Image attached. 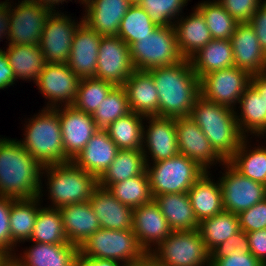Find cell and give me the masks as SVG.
<instances>
[{
    "label": "cell",
    "mask_w": 266,
    "mask_h": 266,
    "mask_svg": "<svg viewBox=\"0 0 266 266\" xmlns=\"http://www.w3.org/2000/svg\"><path fill=\"white\" fill-rule=\"evenodd\" d=\"M159 96V117H188L200 96V81L189 59L148 70Z\"/></svg>",
    "instance_id": "6da1fadb"
},
{
    "label": "cell",
    "mask_w": 266,
    "mask_h": 266,
    "mask_svg": "<svg viewBox=\"0 0 266 266\" xmlns=\"http://www.w3.org/2000/svg\"><path fill=\"white\" fill-rule=\"evenodd\" d=\"M43 166L18 139L0 136V196L34 198L41 189Z\"/></svg>",
    "instance_id": "7a4b0ae2"
},
{
    "label": "cell",
    "mask_w": 266,
    "mask_h": 266,
    "mask_svg": "<svg viewBox=\"0 0 266 266\" xmlns=\"http://www.w3.org/2000/svg\"><path fill=\"white\" fill-rule=\"evenodd\" d=\"M44 176V177H43ZM45 179V185L43 184ZM41 189L39 197L42 200L45 193L51 202L45 205L50 208H61L69 204L89 201L94 190L99 186L96 176L78 167L73 161L63 164L43 166L41 173ZM44 187V188H43Z\"/></svg>",
    "instance_id": "3957f363"
},
{
    "label": "cell",
    "mask_w": 266,
    "mask_h": 266,
    "mask_svg": "<svg viewBox=\"0 0 266 266\" xmlns=\"http://www.w3.org/2000/svg\"><path fill=\"white\" fill-rule=\"evenodd\" d=\"M235 111L206 100L200 95L189 115L224 161H228L234 155L245 138L238 128Z\"/></svg>",
    "instance_id": "277c9868"
},
{
    "label": "cell",
    "mask_w": 266,
    "mask_h": 266,
    "mask_svg": "<svg viewBox=\"0 0 266 266\" xmlns=\"http://www.w3.org/2000/svg\"><path fill=\"white\" fill-rule=\"evenodd\" d=\"M24 122L23 139L18 141L42 166L69 162L62 144L60 120L54 109L42 108Z\"/></svg>",
    "instance_id": "5b68a950"
},
{
    "label": "cell",
    "mask_w": 266,
    "mask_h": 266,
    "mask_svg": "<svg viewBox=\"0 0 266 266\" xmlns=\"http://www.w3.org/2000/svg\"><path fill=\"white\" fill-rule=\"evenodd\" d=\"M79 255L88 259H112L124 266L144 260L149 254L140 245L133 230L100 228L79 247Z\"/></svg>",
    "instance_id": "8992f818"
},
{
    "label": "cell",
    "mask_w": 266,
    "mask_h": 266,
    "mask_svg": "<svg viewBox=\"0 0 266 266\" xmlns=\"http://www.w3.org/2000/svg\"><path fill=\"white\" fill-rule=\"evenodd\" d=\"M146 172L151 194L156 197L163 194L187 193L206 170L179 153L166 160L146 163Z\"/></svg>",
    "instance_id": "52a82bcc"
},
{
    "label": "cell",
    "mask_w": 266,
    "mask_h": 266,
    "mask_svg": "<svg viewBox=\"0 0 266 266\" xmlns=\"http://www.w3.org/2000/svg\"><path fill=\"white\" fill-rule=\"evenodd\" d=\"M149 255L160 266H211V252L198 230L173 231Z\"/></svg>",
    "instance_id": "ba28073f"
},
{
    "label": "cell",
    "mask_w": 266,
    "mask_h": 266,
    "mask_svg": "<svg viewBox=\"0 0 266 266\" xmlns=\"http://www.w3.org/2000/svg\"><path fill=\"white\" fill-rule=\"evenodd\" d=\"M135 70L171 66L182 61L173 26L157 27L151 35L140 38L130 46Z\"/></svg>",
    "instance_id": "9c48e42d"
},
{
    "label": "cell",
    "mask_w": 266,
    "mask_h": 266,
    "mask_svg": "<svg viewBox=\"0 0 266 266\" xmlns=\"http://www.w3.org/2000/svg\"><path fill=\"white\" fill-rule=\"evenodd\" d=\"M252 75L235 66L209 72L200 81V95L206 100L236 110Z\"/></svg>",
    "instance_id": "30bf717a"
},
{
    "label": "cell",
    "mask_w": 266,
    "mask_h": 266,
    "mask_svg": "<svg viewBox=\"0 0 266 266\" xmlns=\"http://www.w3.org/2000/svg\"><path fill=\"white\" fill-rule=\"evenodd\" d=\"M220 183L223 210L239 214L266 198V186L247 178L228 161L221 165Z\"/></svg>",
    "instance_id": "8fae6325"
},
{
    "label": "cell",
    "mask_w": 266,
    "mask_h": 266,
    "mask_svg": "<svg viewBox=\"0 0 266 266\" xmlns=\"http://www.w3.org/2000/svg\"><path fill=\"white\" fill-rule=\"evenodd\" d=\"M10 3L7 45H38L47 18L53 10L32 0ZM12 4V5H11Z\"/></svg>",
    "instance_id": "7c38bea8"
},
{
    "label": "cell",
    "mask_w": 266,
    "mask_h": 266,
    "mask_svg": "<svg viewBox=\"0 0 266 266\" xmlns=\"http://www.w3.org/2000/svg\"><path fill=\"white\" fill-rule=\"evenodd\" d=\"M64 12L53 11L47 18L39 48L43 52L46 63H67L71 53L72 40L77 27L83 22L72 19Z\"/></svg>",
    "instance_id": "4fadbf2b"
},
{
    "label": "cell",
    "mask_w": 266,
    "mask_h": 266,
    "mask_svg": "<svg viewBox=\"0 0 266 266\" xmlns=\"http://www.w3.org/2000/svg\"><path fill=\"white\" fill-rule=\"evenodd\" d=\"M79 81L66 63H46L35 82L38 92L48 101L44 108L73 105Z\"/></svg>",
    "instance_id": "5bb4252c"
},
{
    "label": "cell",
    "mask_w": 266,
    "mask_h": 266,
    "mask_svg": "<svg viewBox=\"0 0 266 266\" xmlns=\"http://www.w3.org/2000/svg\"><path fill=\"white\" fill-rule=\"evenodd\" d=\"M134 71L130 47L119 36H101L95 78L124 86Z\"/></svg>",
    "instance_id": "9a60e30c"
},
{
    "label": "cell",
    "mask_w": 266,
    "mask_h": 266,
    "mask_svg": "<svg viewBox=\"0 0 266 266\" xmlns=\"http://www.w3.org/2000/svg\"><path fill=\"white\" fill-rule=\"evenodd\" d=\"M142 152L145 163L166 160L179 154L175 118L145 117Z\"/></svg>",
    "instance_id": "2e32d148"
},
{
    "label": "cell",
    "mask_w": 266,
    "mask_h": 266,
    "mask_svg": "<svg viewBox=\"0 0 266 266\" xmlns=\"http://www.w3.org/2000/svg\"><path fill=\"white\" fill-rule=\"evenodd\" d=\"M53 109L60 120L65 157L73 161L99 129L91 114L78 110L73 105Z\"/></svg>",
    "instance_id": "e0dca14e"
},
{
    "label": "cell",
    "mask_w": 266,
    "mask_h": 266,
    "mask_svg": "<svg viewBox=\"0 0 266 266\" xmlns=\"http://www.w3.org/2000/svg\"><path fill=\"white\" fill-rule=\"evenodd\" d=\"M179 153L197 162L206 171L225 161L214 151L200 127L188 116L175 118Z\"/></svg>",
    "instance_id": "ac0fdd59"
},
{
    "label": "cell",
    "mask_w": 266,
    "mask_h": 266,
    "mask_svg": "<svg viewBox=\"0 0 266 266\" xmlns=\"http://www.w3.org/2000/svg\"><path fill=\"white\" fill-rule=\"evenodd\" d=\"M27 242L33 243L31 247L11 257L15 266H75L80 256L79 247L71 243Z\"/></svg>",
    "instance_id": "d6986e66"
},
{
    "label": "cell",
    "mask_w": 266,
    "mask_h": 266,
    "mask_svg": "<svg viewBox=\"0 0 266 266\" xmlns=\"http://www.w3.org/2000/svg\"><path fill=\"white\" fill-rule=\"evenodd\" d=\"M83 22L101 36H117L120 23L132 5L128 0H83Z\"/></svg>",
    "instance_id": "ffe728a7"
},
{
    "label": "cell",
    "mask_w": 266,
    "mask_h": 266,
    "mask_svg": "<svg viewBox=\"0 0 266 266\" xmlns=\"http://www.w3.org/2000/svg\"><path fill=\"white\" fill-rule=\"evenodd\" d=\"M132 230L148 254L173 232L154 200L133 209Z\"/></svg>",
    "instance_id": "44dd1931"
},
{
    "label": "cell",
    "mask_w": 266,
    "mask_h": 266,
    "mask_svg": "<svg viewBox=\"0 0 266 266\" xmlns=\"http://www.w3.org/2000/svg\"><path fill=\"white\" fill-rule=\"evenodd\" d=\"M101 35L82 22L72 40L69 68L80 78L95 77Z\"/></svg>",
    "instance_id": "7402d4cb"
},
{
    "label": "cell",
    "mask_w": 266,
    "mask_h": 266,
    "mask_svg": "<svg viewBox=\"0 0 266 266\" xmlns=\"http://www.w3.org/2000/svg\"><path fill=\"white\" fill-rule=\"evenodd\" d=\"M230 41L235 67L251 75L266 72V54L249 23H239Z\"/></svg>",
    "instance_id": "603a6c76"
},
{
    "label": "cell",
    "mask_w": 266,
    "mask_h": 266,
    "mask_svg": "<svg viewBox=\"0 0 266 266\" xmlns=\"http://www.w3.org/2000/svg\"><path fill=\"white\" fill-rule=\"evenodd\" d=\"M130 111L147 116H159V96L154 78L148 70H135L123 86Z\"/></svg>",
    "instance_id": "cb8c5ba5"
},
{
    "label": "cell",
    "mask_w": 266,
    "mask_h": 266,
    "mask_svg": "<svg viewBox=\"0 0 266 266\" xmlns=\"http://www.w3.org/2000/svg\"><path fill=\"white\" fill-rule=\"evenodd\" d=\"M103 229L132 230L133 208L120 203L106 188L98 186L89 199Z\"/></svg>",
    "instance_id": "d4e9b609"
},
{
    "label": "cell",
    "mask_w": 266,
    "mask_h": 266,
    "mask_svg": "<svg viewBox=\"0 0 266 266\" xmlns=\"http://www.w3.org/2000/svg\"><path fill=\"white\" fill-rule=\"evenodd\" d=\"M118 150L107 132L99 129L73 162L99 179L114 161Z\"/></svg>",
    "instance_id": "484cf974"
},
{
    "label": "cell",
    "mask_w": 266,
    "mask_h": 266,
    "mask_svg": "<svg viewBox=\"0 0 266 266\" xmlns=\"http://www.w3.org/2000/svg\"><path fill=\"white\" fill-rule=\"evenodd\" d=\"M192 8L189 15L182 14L173 25L178 50L184 59H189L212 40L203 15L196 7Z\"/></svg>",
    "instance_id": "4316f807"
},
{
    "label": "cell",
    "mask_w": 266,
    "mask_h": 266,
    "mask_svg": "<svg viewBox=\"0 0 266 266\" xmlns=\"http://www.w3.org/2000/svg\"><path fill=\"white\" fill-rule=\"evenodd\" d=\"M59 211L66 238L77 247L101 228L89 201L69 204L59 208Z\"/></svg>",
    "instance_id": "83f0119b"
},
{
    "label": "cell",
    "mask_w": 266,
    "mask_h": 266,
    "mask_svg": "<svg viewBox=\"0 0 266 266\" xmlns=\"http://www.w3.org/2000/svg\"><path fill=\"white\" fill-rule=\"evenodd\" d=\"M238 108L235 111L237 125L245 138L250 135L251 138H257L266 130L265 103L259 91L252 84L241 96Z\"/></svg>",
    "instance_id": "f1b7e54d"
},
{
    "label": "cell",
    "mask_w": 266,
    "mask_h": 266,
    "mask_svg": "<svg viewBox=\"0 0 266 266\" xmlns=\"http://www.w3.org/2000/svg\"><path fill=\"white\" fill-rule=\"evenodd\" d=\"M212 171H206L188 190V196L194 215L200 222L223 211L222 191Z\"/></svg>",
    "instance_id": "f546056e"
},
{
    "label": "cell",
    "mask_w": 266,
    "mask_h": 266,
    "mask_svg": "<svg viewBox=\"0 0 266 266\" xmlns=\"http://www.w3.org/2000/svg\"><path fill=\"white\" fill-rule=\"evenodd\" d=\"M173 231L198 230L188 193L163 194L153 197Z\"/></svg>",
    "instance_id": "4dcf8cb0"
},
{
    "label": "cell",
    "mask_w": 266,
    "mask_h": 266,
    "mask_svg": "<svg viewBox=\"0 0 266 266\" xmlns=\"http://www.w3.org/2000/svg\"><path fill=\"white\" fill-rule=\"evenodd\" d=\"M42 202L39 196L15 199L12 202L10 210L11 257L18 251L17 246L20 247L21 243L29 241Z\"/></svg>",
    "instance_id": "1f68e13d"
},
{
    "label": "cell",
    "mask_w": 266,
    "mask_h": 266,
    "mask_svg": "<svg viewBox=\"0 0 266 266\" xmlns=\"http://www.w3.org/2000/svg\"><path fill=\"white\" fill-rule=\"evenodd\" d=\"M193 71L200 79L209 72L234 66L230 40L212 39L189 58Z\"/></svg>",
    "instance_id": "d6a6232c"
},
{
    "label": "cell",
    "mask_w": 266,
    "mask_h": 266,
    "mask_svg": "<svg viewBox=\"0 0 266 266\" xmlns=\"http://www.w3.org/2000/svg\"><path fill=\"white\" fill-rule=\"evenodd\" d=\"M3 48L16 80L32 81L34 84L42 73L46 61L38 45H6ZM6 50V51H5Z\"/></svg>",
    "instance_id": "836d02e7"
},
{
    "label": "cell",
    "mask_w": 266,
    "mask_h": 266,
    "mask_svg": "<svg viewBox=\"0 0 266 266\" xmlns=\"http://www.w3.org/2000/svg\"><path fill=\"white\" fill-rule=\"evenodd\" d=\"M249 138L241 141L228 162L242 175L266 186V147L259 144L258 138H255L258 141L257 146L253 144L252 147L250 144L252 138Z\"/></svg>",
    "instance_id": "e575fe53"
},
{
    "label": "cell",
    "mask_w": 266,
    "mask_h": 266,
    "mask_svg": "<svg viewBox=\"0 0 266 266\" xmlns=\"http://www.w3.org/2000/svg\"><path fill=\"white\" fill-rule=\"evenodd\" d=\"M146 171L142 150H118V153L105 173L98 179L99 186L108 188L128 178L139 176Z\"/></svg>",
    "instance_id": "d590c367"
},
{
    "label": "cell",
    "mask_w": 266,
    "mask_h": 266,
    "mask_svg": "<svg viewBox=\"0 0 266 266\" xmlns=\"http://www.w3.org/2000/svg\"><path fill=\"white\" fill-rule=\"evenodd\" d=\"M145 116L130 112L111 123L105 131L119 150H142Z\"/></svg>",
    "instance_id": "8d00e7d4"
},
{
    "label": "cell",
    "mask_w": 266,
    "mask_h": 266,
    "mask_svg": "<svg viewBox=\"0 0 266 266\" xmlns=\"http://www.w3.org/2000/svg\"><path fill=\"white\" fill-rule=\"evenodd\" d=\"M198 231L207 249L211 252L240 231L238 214L223 210L213 217L201 220Z\"/></svg>",
    "instance_id": "74e56055"
},
{
    "label": "cell",
    "mask_w": 266,
    "mask_h": 266,
    "mask_svg": "<svg viewBox=\"0 0 266 266\" xmlns=\"http://www.w3.org/2000/svg\"><path fill=\"white\" fill-rule=\"evenodd\" d=\"M29 241L48 244L69 243L63 230L59 209L42 205Z\"/></svg>",
    "instance_id": "f35d334b"
},
{
    "label": "cell",
    "mask_w": 266,
    "mask_h": 266,
    "mask_svg": "<svg viewBox=\"0 0 266 266\" xmlns=\"http://www.w3.org/2000/svg\"><path fill=\"white\" fill-rule=\"evenodd\" d=\"M107 190L122 204L137 208L153 200L147 172L111 184Z\"/></svg>",
    "instance_id": "ab89813d"
},
{
    "label": "cell",
    "mask_w": 266,
    "mask_h": 266,
    "mask_svg": "<svg viewBox=\"0 0 266 266\" xmlns=\"http://www.w3.org/2000/svg\"><path fill=\"white\" fill-rule=\"evenodd\" d=\"M195 7L203 15L212 39L230 40L239 22L217 0H202Z\"/></svg>",
    "instance_id": "60d3db41"
},
{
    "label": "cell",
    "mask_w": 266,
    "mask_h": 266,
    "mask_svg": "<svg viewBox=\"0 0 266 266\" xmlns=\"http://www.w3.org/2000/svg\"><path fill=\"white\" fill-rule=\"evenodd\" d=\"M157 27L141 6L132 4L120 23L117 36L130 47L140 38L151 35Z\"/></svg>",
    "instance_id": "b9f144b4"
},
{
    "label": "cell",
    "mask_w": 266,
    "mask_h": 266,
    "mask_svg": "<svg viewBox=\"0 0 266 266\" xmlns=\"http://www.w3.org/2000/svg\"><path fill=\"white\" fill-rule=\"evenodd\" d=\"M126 90L123 86H115L100 106L92 114L98 129L105 130L118 118L130 113Z\"/></svg>",
    "instance_id": "7bdbcfd3"
},
{
    "label": "cell",
    "mask_w": 266,
    "mask_h": 266,
    "mask_svg": "<svg viewBox=\"0 0 266 266\" xmlns=\"http://www.w3.org/2000/svg\"><path fill=\"white\" fill-rule=\"evenodd\" d=\"M114 87L95 77L80 79L73 106L92 115Z\"/></svg>",
    "instance_id": "ee69618b"
},
{
    "label": "cell",
    "mask_w": 266,
    "mask_h": 266,
    "mask_svg": "<svg viewBox=\"0 0 266 266\" xmlns=\"http://www.w3.org/2000/svg\"><path fill=\"white\" fill-rule=\"evenodd\" d=\"M191 0H140L141 6L158 27L173 26Z\"/></svg>",
    "instance_id": "f6af8a7d"
},
{
    "label": "cell",
    "mask_w": 266,
    "mask_h": 266,
    "mask_svg": "<svg viewBox=\"0 0 266 266\" xmlns=\"http://www.w3.org/2000/svg\"><path fill=\"white\" fill-rule=\"evenodd\" d=\"M240 230L246 233L266 229V198L238 214Z\"/></svg>",
    "instance_id": "bcb514c9"
},
{
    "label": "cell",
    "mask_w": 266,
    "mask_h": 266,
    "mask_svg": "<svg viewBox=\"0 0 266 266\" xmlns=\"http://www.w3.org/2000/svg\"><path fill=\"white\" fill-rule=\"evenodd\" d=\"M239 23H249L263 0H217Z\"/></svg>",
    "instance_id": "7dc6e473"
},
{
    "label": "cell",
    "mask_w": 266,
    "mask_h": 266,
    "mask_svg": "<svg viewBox=\"0 0 266 266\" xmlns=\"http://www.w3.org/2000/svg\"><path fill=\"white\" fill-rule=\"evenodd\" d=\"M234 250L240 252L249 251L248 235L245 231L240 230L229 239L215 247L211 251V261H217L219 258L230 256Z\"/></svg>",
    "instance_id": "c3c4849f"
},
{
    "label": "cell",
    "mask_w": 266,
    "mask_h": 266,
    "mask_svg": "<svg viewBox=\"0 0 266 266\" xmlns=\"http://www.w3.org/2000/svg\"><path fill=\"white\" fill-rule=\"evenodd\" d=\"M15 198L0 196V249L11 256L10 210Z\"/></svg>",
    "instance_id": "681fc988"
},
{
    "label": "cell",
    "mask_w": 266,
    "mask_h": 266,
    "mask_svg": "<svg viewBox=\"0 0 266 266\" xmlns=\"http://www.w3.org/2000/svg\"><path fill=\"white\" fill-rule=\"evenodd\" d=\"M211 266H265L249 251L240 252L234 250L230 256L211 261Z\"/></svg>",
    "instance_id": "f907efd6"
},
{
    "label": "cell",
    "mask_w": 266,
    "mask_h": 266,
    "mask_svg": "<svg viewBox=\"0 0 266 266\" xmlns=\"http://www.w3.org/2000/svg\"><path fill=\"white\" fill-rule=\"evenodd\" d=\"M249 252L266 266V229L247 233Z\"/></svg>",
    "instance_id": "816d5d0a"
},
{
    "label": "cell",
    "mask_w": 266,
    "mask_h": 266,
    "mask_svg": "<svg viewBox=\"0 0 266 266\" xmlns=\"http://www.w3.org/2000/svg\"><path fill=\"white\" fill-rule=\"evenodd\" d=\"M249 24L258 38L263 52L266 54V0L256 10Z\"/></svg>",
    "instance_id": "f5cc1de1"
},
{
    "label": "cell",
    "mask_w": 266,
    "mask_h": 266,
    "mask_svg": "<svg viewBox=\"0 0 266 266\" xmlns=\"http://www.w3.org/2000/svg\"><path fill=\"white\" fill-rule=\"evenodd\" d=\"M16 80L15 74L9 65V61L3 50L0 51V90L7 89L10 86L14 87Z\"/></svg>",
    "instance_id": "db71d44e"
},
{
    "label": "cell",
    "mask_w": 266,
    "mask_h": 266,
    "mask_svg": "<svg viewBox=\"0 0 266 266\" xmlns=\"http://www.w3.org/2000/svg\"><path fill=\"white\" fill-rule=\"evenodd\" d=\"M10 3H4L0 7V42L6 39L8 40L10 30ZM5 37V38H4ZM3 50L0 48V51Z\"/></svg>",
    "instance_id": "11a10c76"
},
{
    "label": "cell",
    "mask_w": 266,
    "mask_h": 266,
    "mask_svg": "<svg viewBox=\"0 0 266 266\" xmlns=\"http://www.w3.org/2000/svg\"><path fill=\"white\" fill-rule=\"evenodd\" d=\"M75 266H124V265L117 260L88 259L79 256Z\"/></svg>",
    "instance_id": "9f6ffc18"
},
{
    "label": "cell",
    "mask_w": 266,
    "mask_h": 266,
    "mask_svg": "<svg viewBox=\"0 0 266 266\" xmlns=\"http://www.w3.org/2000/svg\"><path fill=\"white\" fill-rule=\"evenodd\" d=\"M251 84L259 91L261 97H263L266 107V72L252 75Z\"/></svg>",
    "instance_id": "6f0895ef"
},
{
    "label": "cell",
    "mask_w": 266,
    "mask_h": 266,
    "mask_svg": "<svg viewBox=\"0 0 266 266\" xmlns=\"http://www.w3.org/2000/svg\"><path fill=\"white\" fill-rule=\"evenodd\" d=\"M32 1H35L36 3H39L41 5H44V6H47L49 8H51L53 11H59V5L61 3V6L64 4V2H68V0H32ZM72 2V0H69ZM79 1V4L82 5V2L83 0H78ZM57 5V7H56Z\"/></svg>",
    "instance_id": "680465c9"
},
{
    "label": "cell",
    "mask_w": 266,
    "mask_h": 266,
    "mask_svg": "<svg viewBox=\"0 0 266 266\" xmlns=\"http://www.w3.org/2000/svg\"><path fill=\"white\" fill-rule=\"evenodd\" d=\"M129 266H160L150 255L144 260L131 264Z\"/></svg>",
    "instance_id": "91938a15"
},
{
    "label": "cell",
    "mask_w": 266,
    "mask_h": 266,
    "mask_svg": "<svg viewBox=\"0 0 266 266\" xmlns=\"http://www.w3.org/2000/svg\"><path fill=\"white\" fill-rule=\"evenodd\" d=\"M11 263V256L0 249V266H7Z\"/></svg>",
    "instance_id": "94428289"
},
{
    "label": "cell",
    "mask_w": 266,
    "mask_h": 266,
    "mask_svg": "<svg viewBox=\"0 0 266 266\" xmlns=\"http://www.w3.org/2000/svg\"><path fill=\"white\" fill-rule=\"evenodd\" d=\"M257 138H260L259 140H261L262 138L264 139V142H266V133H261ZM266 147V144H264Z\"/></svg>",
    "instance_id": "6125c7cd"
},
{
    "label": "cell",
    "mask_w": 266,
    "mask_h": 266,
    "mask_svg": "<svg viewBox=\"0 0 266 266\" xmlns=\"http://www.w3.org/2000/svg\"><path fill=\"white\" fill-rule=\"evenodd\" d=\"M13 0H5V1H0V7L4 4V3H11Z\"/></svg>",
    "instance_id": "be15d7a7"
},
{
    "label": "cell",
    "mask_w": 266,
    "mask_h": 266,
    "mask_svg": "<svg viewBox=\"0 0 266 266\" xmlns=\"http://www.w3.org/2000/svg\"><path fill=\"white\" fill-rule=\"evenodd\" d=\"M131 4H137L140 0H128Z\"/></svg>",
    "instance_id": "e7e4bbea"
},
{
    "label": "cell",
    "mask_w": 266,
    "mask_h": 266,
    "mask_svg": "<svg viewBox=\"0 0 266 266\" xmlns=\"http://www.w3.org/2000/svg\"><path fill=\"white\" fill-rule=\"evenodd\" d=\"M7 266H15L12 262L9 264V265H7Z\"/></svg>",
    "instance_id": "03108f58"
}]
</instances>
